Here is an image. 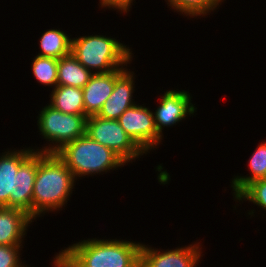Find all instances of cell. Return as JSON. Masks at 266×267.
<instances>
[{
  "mask_svg": "<svg viewBox=\"0 0 266 267\" xmlns=\"http://www.w3.org/2000/svg\"><path fill=\"white\" fill-rule=\"evenodd\" d=\"M50 106L66 114L86 115L81 88L57 85L52 91Z\"/></svg>",
  "mask_w": 266,
  "mask_h": 267,
  "instance_id": "16",
  "label": "cell"
},
{
  "mask_svg": "<svg viewBox=\"0 0 266 267\" xmlns=\"http://www.w3.org/2000/svg\"><path fill=\"white\" fill-rule=\"evenodd\" d=\"M58 59L52 57L35 56L32 71L36 80L44 85L57 86Z\"/></svg>",
  "mask_w": 266,
  "mask_h": 267,
  "instance_id": "19",
  "label": "cell"
},
{
  "mask_svg": "<svg viewBox=\"0 0 266 267\" xmlns=\"http://www.w3.org/2000/svg\"><path fill=\"white\" fill-rule=\"evenodd\" d=\"M141 246L125 240L88 239L58 255L66 267H140Z\"/></svg>",
  "mask_w": 266,
  "mask_h": 267,
  "instance_id": "1",
  "label": "cell"
},
{
  "mask_svg": "<svg viewBox=\"0 0 266 267\" xmlns=\"http://www.w3.org/2000/svg\"><path fill=\"white\" fill-rule=\"evenodd\" d=\"M199 243L161 252L141 246L140 267H196L201 257Z\"/></svg>",
  "mask_w": 266,
  "mask_h": 267,
  "instance_id": "8",
  "label": "cell"
},
{
  "mask_svg": "<svg viewBox=\"0 0 266 267\" xmlns=\"http://www.w3.org/2000/svg\"><path fill=\"white\" fill-rule=\"evenodd\" d=\"M172 8L186 16L206 15L215 10L222 0H167Z\"/></svg>",
  "mask_w": 266,
  "mask_h": 267,
  "instance_id": "20",
  "label": "cell"
},
{
  "mask_svg": "<svg viewBox=\"0 0 266 267\" xmlns=\"http://www.w3.org/2000/svg\"><path fill=\"white\" fill-rule=\"evenodd\" d=\"M56 154L65 162L75 179L126 164L112 150L92 140L87 134L66 143Z\"/></svg>",
  "mask_w": 266,
  "mask_h": 267,
  "instance_id": "4",
  "label": "cell"
},
{
  "mask_svg": "<svg viewBox=\"0 0 266 267\" xmlns=\"http://www.w3.org/2000/svg\"><path fill=\"white\" fill-rule=\"evenodd\" d=\"M21 245H0V267H27L19 258Z\"/></svg>",
  "mask_w": 266,
  "mask_h": 267,
  "instance_id": "22",
  "label": "cell"
},
{
  "mask_svg": "<svg viewBox=\"0 0 266 267\" xmlns=\"http://www.w3.org/2000/svg\"><path fill=\"white\" fill-rule=\"evenodd\" d=\"M127 70L126 68L115 70V85L112 94L105 101L97 116L117 120L126 109L135 105L132 101L134 75Z\"/></svg>",
  "mask_w": 266,
  "mask_h": 267,
  "instance_id": "10",
  "label": "cell"
},
{
  "mask_svg": "<svg viewBox=\"0 0 266 267\" xmlns=\"http://www.w3.org/2000/svg\"><path fill=\"white\" fill-rule=\"evenodd\" d=\"M71 54L93 74L122 69L124 63L126 65L132 60L129 47L127 48L116 39L101 35L73 38ZM94 69L97 72L93 71Z\"/></svg>",
  "mask_w": 266,
  "mask_h": 267,
  "instance_id": "3",
  "label": "cell"
},
{
  "mask_svg": "<svg viewBox=\"0 0 266 267\" xmlns=\"http://www.w3.org/2000/svg\"><path fill=\"white\" fill-rule=\"evenodd\" d=\"M127 135L146 153L159 144L153 112L142 105H133L117 119Z\"/></svg>",
  "mask_w": 266,
  "mask_h": 267,
  "instance_id": "7",
  "label": "cell"
},
{
  "mask_svg": "<svg viewBox=\"0 0 266 267\" xmlns=\"http://www.w3.org/2000/svg\"><path fill=\"white\" fill-rule=\"evenodd\" d=\"M251 176H238L232 180L235 197L252 181L266 178V141L259 144L249 159Z\"/></svg>",
  "mask_w": 266,
  "mask_h": 267,
  "instance_id": "18",
  "label": "cell"
},
{
  "mask_svg": "<svg viewBox=\"0 0 266 267\" xmlns=\"http://www.w3.org/2000/svg\"><path fill=\"white\" fill-rule=\"evenodd\" d=\"M75 178L56 153L38 151V168L32 195V218L42 212L62 208L67 202Z\"/></svg>",
  "mask_w": 266,
  "mask_h": 267,
  "instance_id": "2",
  "label": "cell"
},
{
  "mask_svg": "<svg viewBox=\"0 0 266 267\" xmlns=\"http://www.w3.org/2000/svg\"><path fill=\"white\" fill-rule=\"evenodd\" d=\"M54 266L56 267H66L65 266V262L63 261V259L59 256L56 255L55 260H54Z\"/></svg>",
  "mask_w": 266,
  "mask_h": 267,
  "instance_id": "24",
  "label": "cell"
},
{
  "mask_svg": "<svg viewBox=\"0 0 266 267\" xmlns=\"http://www.w3.org/2000/svg\"><path fill=\"white\" fill-rule=\"evenodd\" d=\"M115 85V70L109 73L93 74L82 88L85 114L97 115L112 94Z\"/></svg>",
  "mask_w": 266,
  "mask_h": 267,
  "instance_id": "13",
  "label": "cell"
},
{
  "mask_svg": "<svg viewBox=\"0 0 266 267\" xmlns=\"http://www.w3.org/2000/svg\"><path fill=\"white\" fill-rule=\"evenodd\" d=\"M86 134L98 143L108 147L125 163L145 152L127 135L117 120L103 119L91 115L86 120Z\"/></svg>",
  "mask_w": 266,
  "mask_h": 267,
  "instance_id": "6",
  "label": "cell"
},
{
  "mask_svg": "<svg viewBox=\"0 0 266 267\" xmlns=\"http://www.w3.org/2000/svg\"><path fill=\"white\" fill-rule=\"evenodd\" d=\"M38 168V151L34 150L19 166L15 177V208L32 217V195Z\"/></svg>",
  "mask_w": 266,
  "mask_h": 267,
  "instance_id": "12",
  "label": "cell"
},
{
  "mask_svg": "<svg viewBox=\"0 0 266 267\" xmlns=\"http://www.w3.org/2000/svg\"><path fill=\"white\" fill-rule=\"evenodd\" d=\"M235 198L247 199L266 210V178L252 181Z\"/></svg>",
  "mask_w": 266,
  "mask_h": 267,
  "instance_id": "21",
  "label": "cell"
},
{
  "mask_svg": "<svg viewBox=\"0 0 266 267\" xmlns=\"http://www.w3.org/2000/svg\"><path fill=\"white\" fill-rule=\"evenodd\" d=\"M34 149L6 152L0 156V207L15 208V177L20 164Z\"/></svg>",
  "mask_w": 266,
  "mask_h": 267,
  "instance_id": "11",
  "label": "cell"
},
{
  "mask_svg": "<svg viewBox=\"0 0 266 267\" xmlns=\"http://www.w3.org/2000/svg\"><path fill=\"white\" fill-rule=\"evenodd\" d=\"M38 117V128L44 139L52 141L54 146L37 149L44 153H56L66 143L86 134L87 115L66 114L48 104L42 108Z\"/></svg>",
  "mask_w": 266,
  "mask_h": 267,
  "instance_id": "5",
  "label": "cell"
},
{
  "mask_svg": "<svg viewBox=\"0 0 266 267\" xmlns=\"http://www.w3.org/2000/svg\"><path fill=\"white\" fill-rule=\"evenodd\" d=\"M92 75L71 53L58 59L57 85L82 89Z\"/></svg>",
  "mask_w": 266,
  "mask_h": 267,
  "instance_id": "15",
  "label": "cell"
},
{
  "mask_svg": "<svg viewBox=\"0 0 266 267\" xmlns=\"http://www.w3.org/2000/svg\"><path fill=\"white\" fill-rule=\"evenodd\" d=\"M32 220L22 210L0 207V245H22V237Z\"/></svg>",
  "mask_w": 266,
  "mask_h": 267,
  "instance_id": "14",
  "label": "cell"
},
{
  "mask_svg": "<svg viewBox=\"0 0 266 267\" xmlns=\"http://www.w3.org/2000/svg\"><path fill=\"white\" fill-rule=\"evenodd\" d=\"M191 96L186 91L169 90L161 97L160 105L153 113L155 127L162 136V128L172 126L195 112Z\"/></svg>",
  "mask_w": 266,
  "mask_h": 267,
  "instance_id": "9",
  "label": "cell"
},
{
  "mask_svg": "<svg viewBox=\"0 0 266 267\" xmlns=\"http://www.w3.org/2000/svg\"><path fill=\"white\" fill-rule=\"evenodd\" d=\"M102 7H112L113 9H119V11L127 12L129 11V6L131 8V3L133 0H100Z\"/></svg>",
  "mask_w": 266,
  "mask_h": 267,
  "instance_id": "23",
  "label": "cell"
},
{
  "mask_svg": "<svg viewBox=\"0 0 266 267\" xmlns=\"http://www.w3.org/2000/svg\"><path fill=\"white\" fill-rule=\"evenodd\" d=\"M71 38L57 29H50L41 36V53L38 56L60 59L71 53Z\"/></svg>",
  "mask_w": 266,
  "mask_h": 267,
  "instance_id": "17",
  "label": "cell"
}]
</instances>
